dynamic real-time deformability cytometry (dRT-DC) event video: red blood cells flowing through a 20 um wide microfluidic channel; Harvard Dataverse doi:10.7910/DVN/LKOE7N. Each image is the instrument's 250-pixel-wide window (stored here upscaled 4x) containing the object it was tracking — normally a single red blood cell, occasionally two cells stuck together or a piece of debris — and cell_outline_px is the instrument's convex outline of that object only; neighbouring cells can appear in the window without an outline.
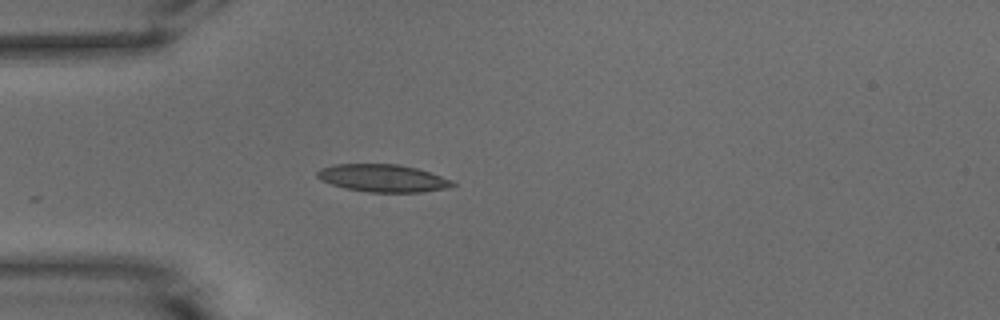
{"species": "common noctule bat (a hibernating species)", "species_latin": "Nyctalus noctula", "temperature_condition": "warm", "stored_images_in_passage": 5, "camera_frame_rate_fps": 3000, "um_per_image_px": 0.085, "animal": {"sex": "male", "body_mass_g": 15.6}, "frame": {"image": 1, "passage_image": 1, "time_ms": 0.0, "image_size_px": [1000, 320], "cell_outline_px": [[456, 184], [448, 188], [424, 192], [368, 192], [344, 188], [320, 180], [316, 176], [316, 172], [320, 168], [336, 164], [400, 164], [416, 168], [452, 180]], "centroid_in_image_um": [32.52, 15.14], "position_along_channel_um": 52.5, "area_um2": 21.73}}